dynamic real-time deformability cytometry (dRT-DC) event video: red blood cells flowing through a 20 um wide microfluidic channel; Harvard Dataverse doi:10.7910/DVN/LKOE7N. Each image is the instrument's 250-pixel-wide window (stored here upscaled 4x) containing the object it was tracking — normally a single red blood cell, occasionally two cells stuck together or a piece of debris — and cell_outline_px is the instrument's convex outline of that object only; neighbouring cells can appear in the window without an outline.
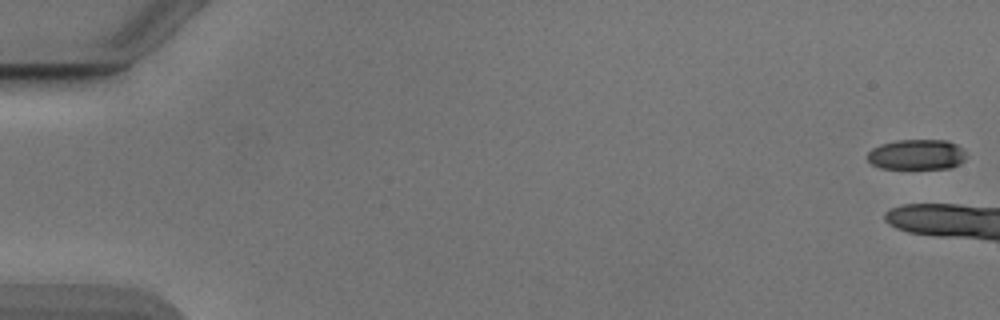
{"species": "Egyptian fruit bat (a non-hibernating species)", "species_latin": "Rousettus aegyptiacus", "temperature_condition": "cold", "stored_images_in_passage": 6, "camera_frame_rate_fps": 3000, "um_per_image_px": 0.085, "animal": {"sex": "male"}, "frame": {"image": 1, "passage_image": 1, "time_ms": 0.0, "image_size_px": [1000, 320], "cell_outline_px": [[968, 156], [960, 164], [948, 168], [880, 168], [872, 164], [868, 160], [868, 152], [872, 148], [880, 144], [896, 140], [948, 140], [956, 144]], "centroid_in_image_um": [77.92, 13.13], "position_along_channel_um": 7.1, "area_um2": 17.46}}